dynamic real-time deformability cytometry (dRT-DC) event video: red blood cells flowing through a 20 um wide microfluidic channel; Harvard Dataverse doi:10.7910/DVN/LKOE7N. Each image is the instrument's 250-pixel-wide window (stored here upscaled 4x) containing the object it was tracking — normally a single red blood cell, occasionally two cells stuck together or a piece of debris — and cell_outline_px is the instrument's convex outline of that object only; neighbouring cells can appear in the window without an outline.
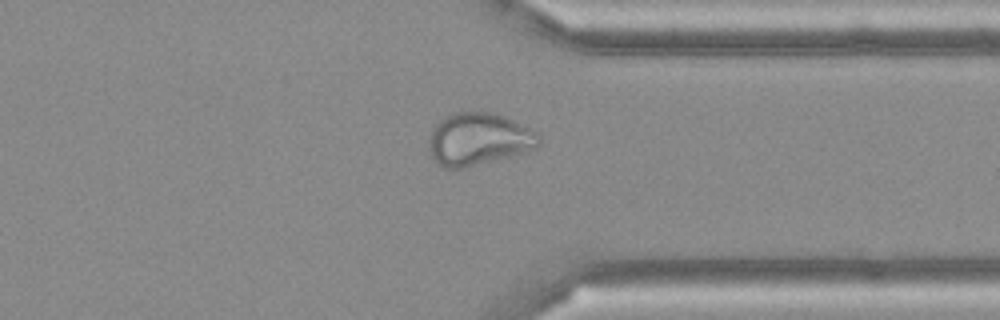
{"species": "Egyptian fruit bat (a non-hibernating species)", "species_latin": "Rousettus aegyptiacus", "temperature_condition": "cold", "stored_images_in_passage": 43, "camera_frame_rate_fps": 3000, "um_per_image_px": 0.085, "frame": {"image": 1, "passage_image": 31, "time_ms": 10.0, "image_size_px": [1000, 320], "cell_outline_px": [[540, 144], [536, 148], [508, 156], [464, 168], [440, 168], [432, 156], [428, 148], [428, 140], [432, 128], [444, 116], [464, 108], [492, 112], [504, 116], [536, 132], [540, 136]], "centroid_in_image_um": [40.61, 11.78], "position_along_channel_um": 370.8, "area_um2": 34.04}}